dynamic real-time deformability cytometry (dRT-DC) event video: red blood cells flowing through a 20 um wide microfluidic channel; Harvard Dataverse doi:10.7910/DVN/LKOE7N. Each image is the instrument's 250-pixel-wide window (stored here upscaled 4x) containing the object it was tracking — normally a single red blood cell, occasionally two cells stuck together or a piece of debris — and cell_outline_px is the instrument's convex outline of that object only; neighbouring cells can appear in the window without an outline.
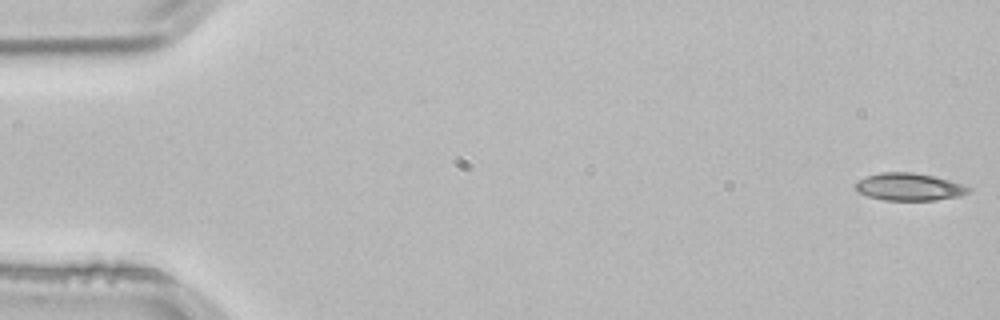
{"species": "common noctule bat (a hibernating species)", "species_latin": "Nyctalus noctula", "temperature_condition": "room temperature", "stored_images_in_passage": 51, "camera_frame_rate_fps": 3000, "um_per_image_px": 0.085, "animal": {"sex": "male", "body_mass_g": 21.5, "forearm_length_mm": 52.0}, "frame": {"image": 1, "passage_image": 1, "time_ms": 0.0, "image_size_px": [1000, 320], "cell_outline_px": [[972, 192], [960, 196], [936, 200], [884, 200], [868, 196], [860, 192], [852, 184], [856, 180], [880, 172], [912, 172], [932, 176], [948, 180], [972, 188]], "centroid_in_image_um": [77.27, 15.88], "position_along_channel_um": 7.7, "area_um2": 18.09}}
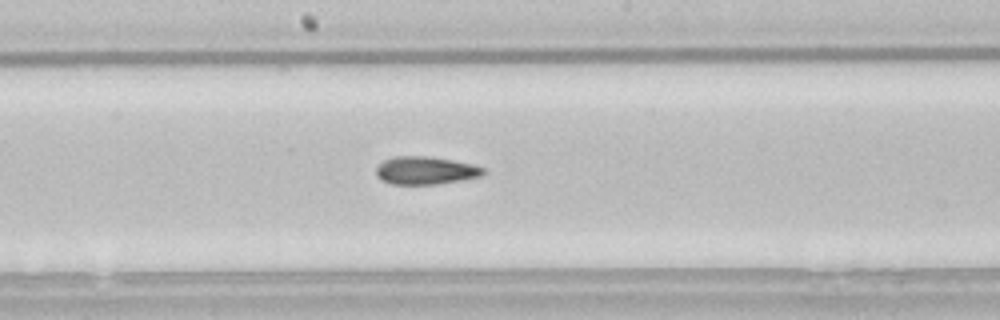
{"frame": {"image": 2, "passage_image": 28, "time_ms": 9.0, "image_size_px": [1000, 320], "cell_outline_px": [[488, 172], [480, 176], [460, 180], [436, 184], [392, 184], [376, 176], [376, 168], [384, 160], [396, 156], [428, 156], [452, 160], [472, 164], [488, 168]], "centroid_in_image_um": [36.22, 14.48], "position_along_channel_um": 212.0, "area_um2": 17.4}}
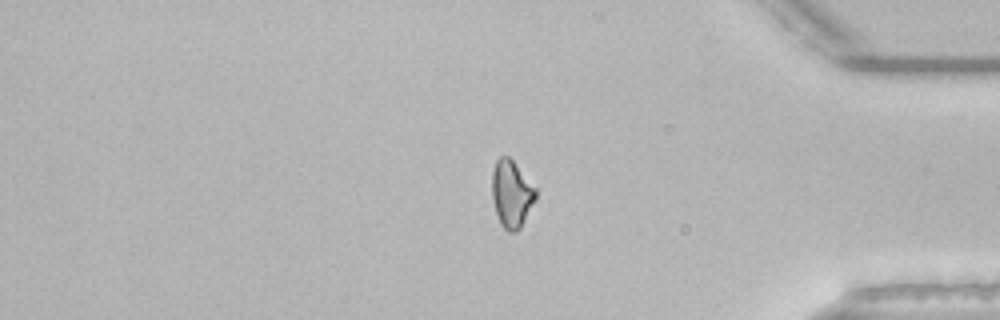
{"frame": {"image": 3, "passage_image": 44, "time_ms": 14.333, "image_size_px": [1000, 320], "cell_outline_px": [[536, 196], [520, 228], [516, 232], [508, 232], [500, 224], [492, 200], [492, 172], [496, 160], [500, 156], [508, 156], [512, 160], [536, 188]], "centroid_in_image_um": [43.45, 16.48], "position_along_channel_um": 391.7, "area_um2": 16.88}, "authors_computed_cell_mechanics": {"area_um2": 17.629, "velocity_mm_per_s": 3.8509, "shape_relaxation_time_tau1_ms": null, "shape_relaxation_time_tau2_ms": 4.3129, "deformation_change_tau1": null, "deformation_change_tau2": 0.1209}}